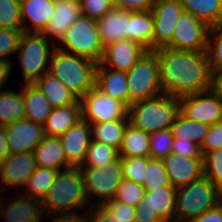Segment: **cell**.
I'll return each instance as SVG.
<instances>
[{"label":"cell","instance_id":"42","mask_svg":"<svg viewBox=\"0 0 222 222\" xmlns=\"http://www.w3.org/2000/svg\"><path fill=\"white\" fill-rule=\"evenodd\" d=\"M144 188L171 186L162 160L150 158L145 170Z\"/></svg>","mask_w":222,"mask_h":222},{"label":"cell","instance_id":"15","mask_svg":"<svg viewBox=\"0 0 222 222\" xmlns=\"http://www.w3.org/2000/svg\"><path fill=\"white\" fill-rule=\"evenodd\" d=\"M70 167H81L92 140V126L83 118L60 137Z\"/></svg>","mask_w":222,"mask_h":222},{"label":"cell","instance_id":"31","mask_svg":"<svg viewBox=\"0 0 222 222\" xmlns=\"http://www.w3.org/2000/svg\"><path fill=\"white\" fill-rule=\"evenodd\" d=\"M209 128L210 126L193 121L179 111L170 127V130L174 139L191 141L200 147Z\"/></svg>","mask_w":222,"mask_h":222},{"label":"cell","instance_id":"19","mask_svg":"<svg viewBox=\"0 0 222 222\" xmlns=\"http://www.w3.org/2000/svg\"><path fill=\"white\" fill-rule=\"evenodd\" d=\"M43 213L42 201L37 198L16 194L8 203L0 197V217L3 215L5 222H41Z\"/></svg>","mask_w":222,"mask_h":222},{"label":"cell","instance_id":"4","mask_svg":"<svg viewBox=\"0 0 222 222\" xmlns=\"http://www.w3.org/2000/svg\"><path fill=\"white\" fill-rule=\"evenodd\" d=\"M179 111V98L163 93L131 104L128 112L129 123L144 132L152 133L170 128Z\"/></svg>","mask_w":222,"mask_h":222},{"label":"cell","instance_id":"36","mask_svg":"<svg viewBox=\"0 0 222 222\" xmlns=\"http://www.w3.org/2000/svg\"><path fill=\"white\" fill-rule=\"evenodd\" d=\"M118 158L119 151L116 148L92 139L81 167H103Z\"/></svg>","mask_w":222,"mask_h":222},{"label":"cell","instance_id":"11","mask_svg":"<svg viewBox=\"0 0 222 222\" xmlns=\"http://www.w3.org/2000/svg\"><path fill=\"white\" fill-rule=\"evenodd\" d=\"M82 118L90 125L128 117L129 107L101 92L96 86L81 99Z\"/></svg>","mask_w":222,"mask_h":222},{"label":"cell","instance_id":"51","mask_svg":"<svg viewBox=\"0 0 222 222\" xmlns=\"http://www.w3.org/2000/svg\"><path fill=\"white\" fill-rule=\"evenodd\" d=\"M191 222H222V202L215 208L205 211Z\"/></svg>","mask_w":222,"mask_h":222},{"label":"cell","instance_id":"17","mask_svg":"<svg viewBox=\"0 0 222 222\" xmlns=\"http://www.w3.org/2000/svg\"><path fill=\"white\" fill-rule=\"evenodd\" d=\"M145 52L147 50L137 42L118 40L104 47L99 64L116 71L128 72Z\"/></svg>","mask_w":222,"mask_h":222},{"label":"cell","instance_id":"23","mask_svg":"<svg viewBox=\"0 0 222 222\" xmlns=\"http://www.w3.org/2000/svg\"><path fill=\"white\" fill-rule=\"evenodd\" d=\"M101 44H108L122 40H129V11L114 7L97 20Z\"/></svg>","mask_w":222,"mask_h":222},{"label":"cell","instance_id":"18","mask_svg":"<svg viewBox=\"0 0 222 222\" xmlns=\"http://www.w3.org/2000/svg\"><path fill=\"white\" fill-rule=\"evenodd\" d=\"M4 128L10 153L33 152L45 136L43 125L28 119L17 120Z\"/></svg>","mask_w":222,"mask_h":222},{"label":"cell","instance_id":"29","mask_svg":"<svg viewBox=\"0 0 222 222\" xmlns=\"http://www.w3.org/2000/svg\"><path fill=\"white\" fill-rule=\"evenodd\" d=\"M25 104V119L43 125L52 107L35 84H25L22 88Z\"/></svg>","mask_w":222,"mask_h":222},{"label":"cell","instance_id":"3","mask_svg":"<svg viewBox=\"0 0 222 222\" xmlns=\"http://www.w3.org/2000/svg\"><path fill=\"white\" fill-rule=\"evenodd\" d=\"M97 63L54 48L48 73L59 79L79 100L95 86Z\"/></svg>","mask_w":222,"mask_h":222},{"label":"cell","instance_id":"2","mask_svg":"<svg viewBox=\"0 0 222 222\" xmlns=\"http://www.w3.org/2000/svg\"><path fill=\"white\" fill-rule=\"evenodd\" d=\"M83 177L79 167L58 171L54 183L42 200L44 215L77 214V209L88 208ZM74 209V210H73Z\"/></svg>","mask_w":222,"mask_h":222},{"label":"cell","instance_id":"39","mask_svg":"<svg viewBox=\"0 0 222 222\" xmlns=\"http://www.w3.org/2000/svg\"><path fill=\"white\" fill-rule=\"evenodd\" d=\"M206 55L211 72L222 69V25L209 29Z\"/></svg>","mask_w":222,"mask_h":222},{"label":"cell","instance_id":"44","mask_svg":"<svg viewBox=\"0 0 222 222\" xmlns=\"http://www.w3.org/2000/svg\"><path fill=\"white\" fill-rule=\"evenodd\" d=\"M23 30L5 29L0 27V62L12 63L8 57L18 51Z\"/></svg>","mask_w":222,"mask_h":222},{"label":"cell","instance_id":"53","mask_svg":"<svg viewBox=\"0 0 222 222\" xmlns=\"http://www.w3.org/2000/svg\"><path fill=\"white\" fill-rule=\"evenodd\" d=\"M10 154L8 138L4 127H0V164Z\"/></svg>","mask_w":222,"mask_h":222},{"label":"cell","instance_id":"41","mask_svg":"<svg viewBox=\"0 0 222 222\" xmlns=\"http://www.w3.org/2000/svg\"><path fill=\"white\" fill-rule=\"evenodd\" d=\"M145 192L146 190L143 185L123 179L113 199L136 208L138 203L143 199Z\"/></svg>","mask_w":222,"mask_h":222},{"label":"cell","instance_id":"7","mask_svg":"<svg viewBox=\"0 0 222 222\" xmlns=\"http://www.w3.org/2000/svg\"><path fill=\"white\" fill-rule=\"evenodd\" d=\"M43 33L23 32L19 41L18 58L23 68L25 84H34L48 72L50 58L55 48Z\"/></svg>","mask_w":222,"mask_h":222},{"label":"cell","instance_id":"8","mask_svg":"<svg viewBox=\"0 0 222 222\" xmlns=\"http://www.w3.org/2000/svg\"><path fill=\"white\" fill-rule=\"evenodd\" d=\"M126 76L129 106L136 101L151 99L163 94L158 59L154 51L145 52L126 72Z\"/></svg>","mask_w":222,"mask_h":222},{"label":"cell","instance_id":"25","mask_svg":"<svg viewBox=\"0 0 222 222\" xmlns=\"http://www.w3.org/2000/svg\"><path fill=\"white\" fill-rule=\"evenodd\" d=\"M81 119L82 105L80 100L67 106L54 107L43 124L44 134L49 137H60Z\"/></svg>","mask_w":222,"mask_h":222},{"label":"cell","instance_id":"13","mask_svg":"<svg viewBox=\"0 0 222 222\" xmlns=\"http://www.w3.org/2000/svg\"><path fill=\"white\" fill-rule=\"evenodd\" d=\"M179 100L180 111L193 121L212 126L222 120V98L212 89Z\"/></svg>","mask_w":222,"mask_h":222},{"label":"cell","instance_id":"9","mask_svg":"<svg viewBox=\"0 0 222 222\" xmlns=\"http://www.w3.org/2000/svg\"><path fill=\"white\" fill-rule=\"evenodd\" d=\"M143 199L138 203L135 222L175 221L176 190L173 186L145 188Z\"/></svg>","mask_w":222,"mask_h":222},{"label":"cell","instance_id":"37","mask_svg":"<svg viewBox=\"0 0 222 222\" xmlns=\"http://www.w3.org/2000/svg\"><path fill=\"white\" fill-rule=\"evenodd\" d=\"M150 156L120 157L123 179L143 184Z\"/></svg>","mask_w":222,"mask_h":222},{"label":"cell","instance_id":"27","mask_svg":"<svg viewBox=\"0 0 222 222\" xmlns=\"http://www.w3.org/2000/svg\"><path fill=\"white\" fill-rule=\"evenodd\" d=\"M154 18L152 10L129 12V40L153 51Z\"/></svg>","mask_w":222,"mask_h":222},{"label":"cell","instance_id":"52","mask_svg":"<svg viewBox=\"0 0 222 222\" xmlns=\"http://www.w3.org/2000/svg\"><path fill=\"white\" fill-rule=\"evenodd\" d=\"M53 216L49 222H87L86 216L82 213L79 215L77 214H57L51 215Z\"/></svg>","mask_w":222,"mask_h":222},{"label":"cell","instance_id":"16","mask_svg":"<svg viewBox=\"0 0 222 222\" xmlns=\"http://www.w3.org/2000/svg\"><path fill=\"white\" fill-rule=\"evenodd\" d=\"M162 161L169 183L175 189L184 187L204 176V157L187 158L170 153Z\"/></svg>","mask_w":222,"mask_h":222},{"label":"cell","instance_id":"5","mask_svg":"<svg viewBox=\"0 0 222 222\" xmlns=\"http://www.w3.org/2000/svg\"><path fill=\"white\" fill-rule=\"evenodd\" d=\"M222 202V191L205 176L176 190L175 221L191 222Z\"/></svg>","mask_w":222,"mask_h":222},{"label":"cell","instance_id":"20","mask_svg":"<svg viewBox=\"0 0 222 222\" xmlns=\"http://www.w3.org/2000/svg\"><path fill=\"white\" fill-rule=\"evenodd\" d=\"M36 169L33 152L10 153L0 164L2 185L25 186L27 180Z\"/></svg>","mask_w":222,"mask_h":222},{"label":"cell","instance_id":"50","mask_svg":"<svg viewBox=\"0 0 222 222\" xmlns=\"http://www.w3.org/2000/svg\"><path fill=\"white\" fill-rule=\"evenodd\" d=\"M85 215L87 222H116L101 204H92Z\"/></svg>","mask_w":222,"mask_h":222},{"label":"cell","instance_id":"1","mask_svg":"<svg viewBox=\"0 0 222 222\" xmlns=\"http://www.w3.org/2000/svg\"><path fill=\"white\" fill-rule=\"evenodd\" d=\"M154 52L158 59L163 93L181 98L211 90L212 72L206 51L164 47Z\"/></svg>","mask_w":222,"mask_h":222},{"label":"cell","instance_id":"24","mask_svg":"<svg viewBox=\"0 0 222 222\" xmlns=\"http://www.w3.org/2000/svg\"><path fill=\"white\" fill-rule=\"evenodd\" d=\"M95 86L112 98L124 102L129 107L126 72L116 71L100 64L96 66Z\"/></svg>","mask_w":222,"mask_h":222},{"label":"cell","instance_id":"48","mask_svg":"<svg viewBox=\"0 0 222 222\" xmlns=\"http://www.w3.org/2000/svg\"><path fill=\"white\" fill-rule=\"evenodd\" d=\"M172 153L187 158L203 157L200 152V147L196 143L191 141H181L180 139H173Z\"/></svg>","mask_w":222,"mask_h":222},{"label":"cell","instance_id":"46","mask_svg":"<svg viewBox=\"0 0 222 222\" xmlns=\"http://www.w3.org/2000/svg\"><path fill=\"white\" fill-rule=\"evenodd\" d=\"M82 16L98 20L114 6L107 0H79Z\"/></svg>","mask_w":222,"mask_h":222},{"label":"cell","instance_id":"40","mask_svg":"<svg viewBox=\"0 0 222 222\" xmlns=\"http://www.w3.org/2000/svg\"><path fill=\"white\" fill-rule=\"evenodd\" d=\"M173 139L170 128L150 133V157L159 160L165 159L172 153Z\"/></svg>","mask_w":222,"mask_h":222},{"label":"cell","instance_id":"38","mask_svg":"<svg viewBox=\"0 0 222 222\" xmlns=\"http://www.w3.org/2000/svg\"><path fill=\"white\" fill-rule=\"evenodd\" d=\"M0 27L23 30L20 0H0Z\"/></svg>","mask_w":222,"mask_h":222},{"label":"cell","instance_id":"55","mask_svg":"<svg viewBox=\"0 0 222 222\" xmlns=\"http://www.w3.org/2000/svg\"><path fill=\"white\" fill-rule=\"evenodd\" d=\"M222 98V69L212 72V88Z\"/></svg>","mask_w":222,"mask_h":222},{"label":"cell","instance_id":"10","mask_svg":"<svg viewBox=\"0 0 222 222\" xmlns=\"http://www.w3.org/2000/svg\"><path fill=\"white\" fill-rule=\"evenodd\" d=\"M83 177V184L88 201L91 196L99 197L105 201L112 200L115 196L118 186L123 181L122 167L120 157L112 164L103 167H79Z\"/></svg>","mask_w":222,"mask_h":222},{"label":"cell","instance_id":"34","mask_svg":"<svg viewBox=\"0 0 222 222\" xmlns=\"http://www.w3.org/2000/svg\"><path fill=\"white\" fill-rule=\"evenodd\" d=\"M25 119V104L22 92H0V127Z\"/></svg>","mask_w":222,"mask_h":222},{"label":"cell","instance_id":"28","mask_svg":"<svg viewBox=\"0 0 222 222\" xmlns=\"http://www.w3.org/2000/svg\"><path fill=\"white\" fill-rule=\"evenodd\" d=\"M34 84L44 94L52 108L67 106L79 100L59 79L48 72Z\"/></svg>","mask_w":222,"mask_h":222},{"label":"cell","instance_id":"26","mask_svg":"<svg viewBox=\"0 0 222 222\" xmlns=\"http://www.w3.org/2000/svg\"><path fill=\"white\" fill-rule=\"evenodd\" d=\"M36 166L51 168L57 171L70 168L64 156V150L59 137L44 136L33 150ZM61 167H63L61 169Z\"/></svg>","mask_w":222,"mask_h":222},{"label":"cell","instance_id":"56","mask_svg":"<svg viewBox=\"0 0 222 222\" xmlns=\"http://www.w3.org/2000/svg\"><path fill=\"white\" fill-rule=\"evenodd\" d=\"M107 1L110 2L114 7H116L119 0H107Z\"/></svg>","mask_w":222,"mask_h":222},{"label":"cell","instance_id":"12","mask_svg":"<svg viewBox=\"0 0 222 222\" xmlns=\"http://www.w3.org/2000/svg\"><path fill=\"white\" fill-rule=\"evenodd\" d=\"M175 25L172 42L167 47L194 52L206 51L210 27L187 11L180 14Z\"/></svg>","mask_w":222,"mask_h":222},{"label":"cell","instance_id":"32","mask_svg":"<svg viewBox=\"0 0 222 222\" xmlns=\"http://www.w3.org/2000/svg\"><path fill=\"white\" fill-rule=\"evenodd\" d=\"M149 145L150 133L128 123L124 131L119 157L150 156Z\"/></svg>","mask_w":222,"mask_h":222},{"label":"cell","instance_id":"45","mask_svg":"<svg viewBox=\"0 0 222 222\" xmlns=\"http://www.w3.org/2000/svg\"><path fill=\"white\" fill-rule=\"evenodd\" d=\"M101 205L110 213L116 222H135L136 208L115 199L105 201Z\"/></svg>","mask_w":222,"mask_h":222},{"label":"cell","instance_id":"33","mask_svg":"<svg viewBox=\"0 0 222 222\" xmlns=\"http://www.w3.org/2000/svg\"><path fill=\"white\" fill-rule=\"evenodd\" d=\"M129 118L92 124V139L106 145L121 148L123 135Z\"/></svg>","mask_w":222,"mask_h":222},{"label":"cell","instance_id":"21","mask_svg":"<svg viewBox=\"0 0 222 222\" xmlns=\"http://www.w3.org/2000/svg\"><path fill=\"white\" fill-rule=\"evenodd\" d=\"M81 15L79 0H55L53 15L43 34L58 42Z\"/></svg>","mask_w":222,"mask_h":222},{"label":"cell","instance_id":"22","mask_svg":"<svg viewBox=\"0 0 222 222\" xmlns=\"http://www.w3.org/2000/svg\"><path fill=\"white\" fill-rule=\"evenodd\" d=\"M54 2L55 0H20L23 32L43 33L53 15ZM27 23L31 25L27 26Z\"/></svg>","mask_w":222,"mask_h":222},{"label":"cell","instance_id":"47","mask_svg":"<svg viewBox=\"0 0 222 222\" xmlns=\"http://www.w3.org/2000/svg\"><path fill=\"white\" fill-rule=\"evenodd\" d=\"M219 148H222V120L210 126L200 146V152L204 157L207 153Z\"/></svg>","mask_w":222,"mask_h":222},{"label":"cell","instance_id":"49","mask_svg":"<svg viewBox=\"0 0 222 222\" xmlns=\"http://www.w3.org/2000/svg\"><path fill=\"white\" fill-rule=\"evenodd\" d=\"M156 0H119L116 8L129 11H150Z\"/></svg>","mask_w":222,"mask_h":222},{"label":"cell","instance_id":"54","mask_svg":"<svg viewBox=\"0 0 222 222\" xmlns=\"http://www.w3.org/2000/svg\"><path fill=\"white\" fill-rule=\"evenodd\" d=\"M12 63H3L0 62V92H4L2 90L4 88L5 83L11 75Z\"/></svg>","mask_w":222,"mask_h":222},{"label":"cell","instance_id":"14","mask_svg":"<svg viewBox=\"0 0 222 222\" xmlns=\"http://www.w3.org/2000/svg\"><path fill=\"white\" fill-rule=\"evenodd\" d=\"M184 8L180 0H156L152 14L154 18L153 51L167 47L172 42L175 23Z\"/></svg>","mask_w":222,"mask_h":222},{"label":"cell","instance_id":"43","mask_svg":"<svg viewBox=\"0 0 222 222\" xmlns=\"http://www.w3.org/2000/svg\"><path fill=\"white\" fill-rule=\"evenodd\" d=\"M204 176L222 191V148L204 156Z\"/></svg>","mask_w":222,"mask_h":222},{"label":"cell","instance_id":"35","mask_svg":"<svg viewBox=\"0 0 222 222\" xmlns=\"http://www.w3.org/2000/svg\"><path fill=\"white\" fill-rule=\"evenodd\" d=\"M57 173L58 171L55 169L36 166L24 186L27 188L26 196L42 201L52 187Z\"/></svg>","mask_w":222,"mask_h":222},{"label":"cell","instance_id":"30","mask_svg":"<svg viewBox=\"0 0 222 222\" xmlns=\"http://www.w3.org/2000/svg\"><path fill=\"white\" fill-rule=\"evenodd\" d=\"M184 11L204 22L208 27L222 25V0H180Z\"/></svg>","mask_w":222,"mask_h":222},{"label":"cell","instance_id":"6","mask_svg":"<svg viewBox=\"0 0 222 222\" xmlns=\"http://www.w3.org/2000/svg\"><path fill=\"white\" fill-rule=\"evenodd\" d=\"M55 48L87 58L97 64L101 61L104 46L101 44L97 20L80 16L63 34Z\"/></svg>","mask_w":222,"mask_h":222}]
</instances>
